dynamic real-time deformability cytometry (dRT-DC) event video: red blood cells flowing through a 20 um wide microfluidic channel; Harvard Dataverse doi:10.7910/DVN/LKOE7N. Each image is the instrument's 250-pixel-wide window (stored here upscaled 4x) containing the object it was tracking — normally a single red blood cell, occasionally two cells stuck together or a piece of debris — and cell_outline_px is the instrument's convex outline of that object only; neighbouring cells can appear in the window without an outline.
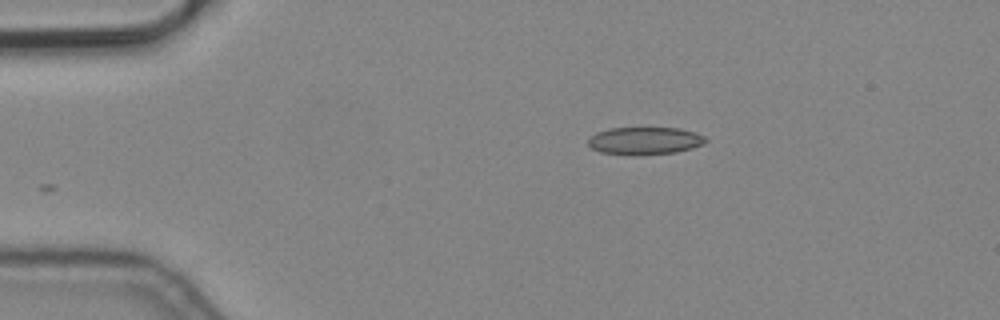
{"species": "common noctule bat (a hibernating species)", "species_latin": "Nyctalus noctula", "temperature_condition": "cold", "stored_images_in_passage": 5, "camera_frame_rate_fps": 3000, "um_per_image_px": 0.085, "animal": {"sex": "male", "body_mass_g": 19.2, "forearm_length_mm": 51.8}, "frame": {"image": 1, "passage_image": 5, "time_ms": 1.333, "image_size_px": [1000, 320], "cell_outline_px": [[708, 140], [704, 144], [692, 148], [676, 152], [636, 156], [600, 152], [592, 148], [588, 144], [588, 140], [596, 132], [608, 128], [680, 128], [696, 132], [704, 136]], "centroid_in_image_um": [54.82, 11.97], "position_along_channel_um": 30.2, "area_um2": 19.07}}